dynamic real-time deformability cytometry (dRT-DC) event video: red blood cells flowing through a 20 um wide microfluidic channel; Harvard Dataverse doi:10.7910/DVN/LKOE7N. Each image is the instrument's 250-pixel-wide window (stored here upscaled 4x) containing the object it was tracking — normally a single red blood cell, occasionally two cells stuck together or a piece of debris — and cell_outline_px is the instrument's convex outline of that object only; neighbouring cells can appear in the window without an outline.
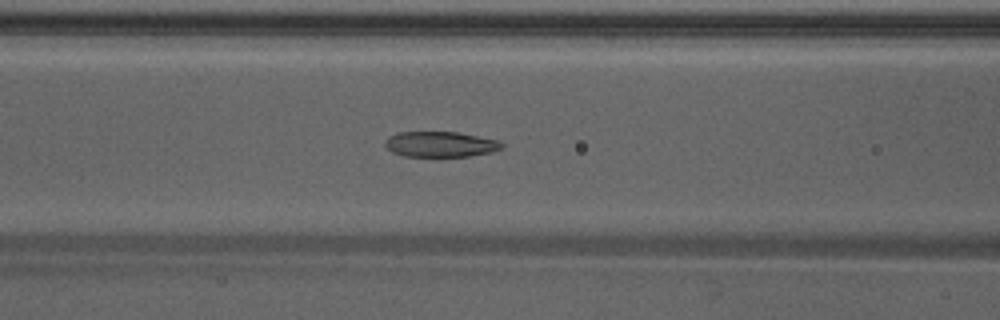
{"species": "Egyptian fruit bat (a non-hibernating species)", "species_latin": "Rousettus aegyptiacus", "temperature_condition": "warm", "stored_images_in_passage": 45, "camera_frame_rate_fps": 3000, "um_per_image_px": 0.085, "animal": {"sex": "male"}, "frame": {"image": 1, "passage_image": 17, "time_ms": 5.333, "image_size_px": [1000, 320], "cell_outline_px": [[504, 148], [492, 152], [468, 156], [404, 156], [392, 152], [384, 144], [384, 140], [388, 136], [400, 132], [456, 132], [500, 140], [504, 144]], "centroid_in_image_um": [37.46, 12.26], "position_along_channel_um": 129.1, "area_um2": 17.4}}
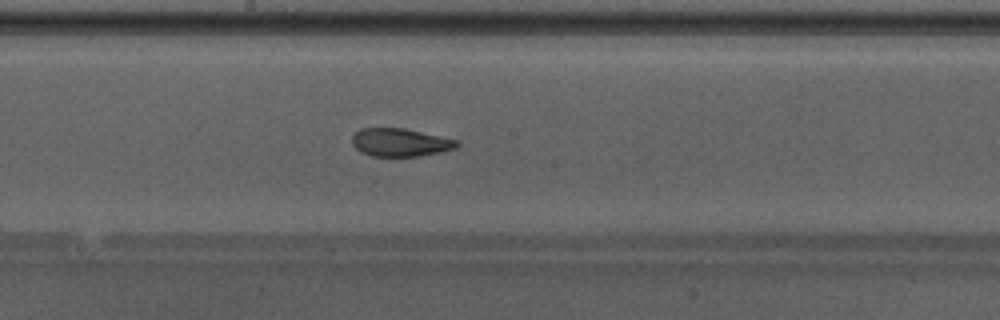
{"frame": {"image": 2, "passage_image": 23, "time_ms": 7.333, "image_size_px": [1000, 320], "cell_outline_px": [[460, 144], [456, 148], [440, 152], [420, 156], [372, 156], [360, 152], [352, 144], [352, 136], [360, 128], [404, 128], [460, 140]], "centroid_in_image_um": [34.04, 12.1], "position_along_channel_um": 214.2, "area_um2": 17.28}}
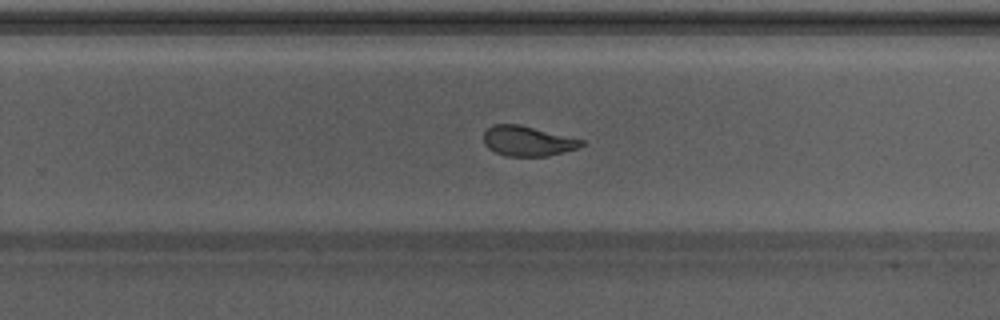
{"frame": {"image": 3, "passage_image": 28, "time_ms": 9.0, "image_size_px": [1000, 320], "cell_outline_px": [[584, 144], [576, 148], [548, 156], [504, 156], [488, 148], [484, 144], [484, 132], [492, 124], [520, 124], [584, 140]], "centroid_in_image_um": [44.81, 11.98], "position_along_channel_um": 285.0, "area_um2": 17.05}, "authors_computed_cell_mechanics": {"area_um2": 19.1896, "velocity_mm_per_s": 4.2562, "shape_relaxation_time_tau1_ms": 10.139, "shape_relaxation_time_tau2_ms": 1.201, "deformation_change_tau1": 0.2423, "deformation_change_tau2": 0.0586}}